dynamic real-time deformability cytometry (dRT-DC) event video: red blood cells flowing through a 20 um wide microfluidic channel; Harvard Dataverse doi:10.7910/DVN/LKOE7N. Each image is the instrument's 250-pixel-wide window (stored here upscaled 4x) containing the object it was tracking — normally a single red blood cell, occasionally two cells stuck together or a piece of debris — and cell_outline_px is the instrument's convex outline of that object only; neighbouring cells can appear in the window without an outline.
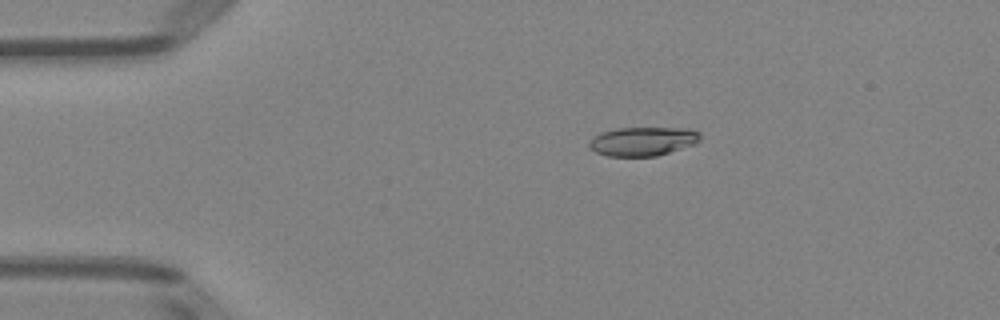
{"species": "Egyptian fruit bat (a non-hibernating species)", "species_latin": "Rousettus aegyptiacus", "temperature_condition": "room temperature", "stored_images_in_passage": 42, "camera_frame_rate_fps": 3000, "um_per_image_px": 0.085, "animal": {"sex": "female"}, "frame": {"image": 1, "passage_image": 1, "time_ms": 0.0, "image_size_px": [1000, 320], "cell_outline_px": [[700, 140], [696, 144], [656, 156], [608, 156], [596, 152], [588, 144], [596, 136], [604, 132], [616, 128], [688, 128], [700, 132]], "centroid_in_image_um": [54.7, 12.01], "position_along_channel_um": 30.3, "area_um2": 18.5}}
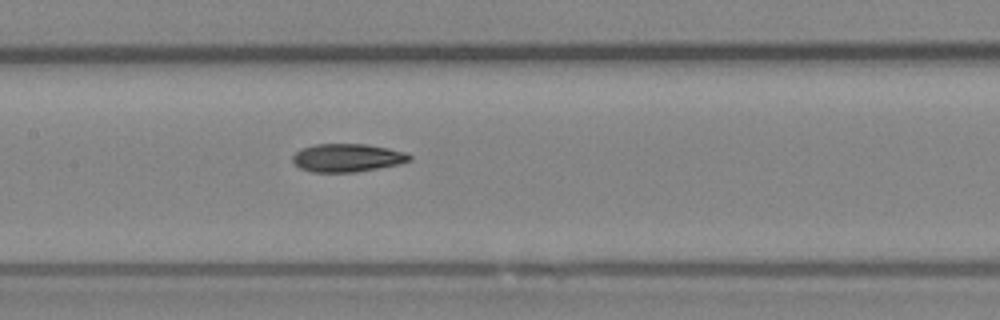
{"frame": {"image": 2, "passage_image": 16, "time_ms": 5.0, "image_size_px": [1000, 320], "cell_outline_px": [[412, 160], [400, 164], [356, 172], [312, 172], [300, 168], [292, 160], [292, 156], [300, 148], [316, 144], [364, 144], [388, 148], [404, 152], [412, 156]], "centroid_in_image_um": [29.52, 13.41], "position_along_channel_um": 177.9, "area_um2": 19.19}}
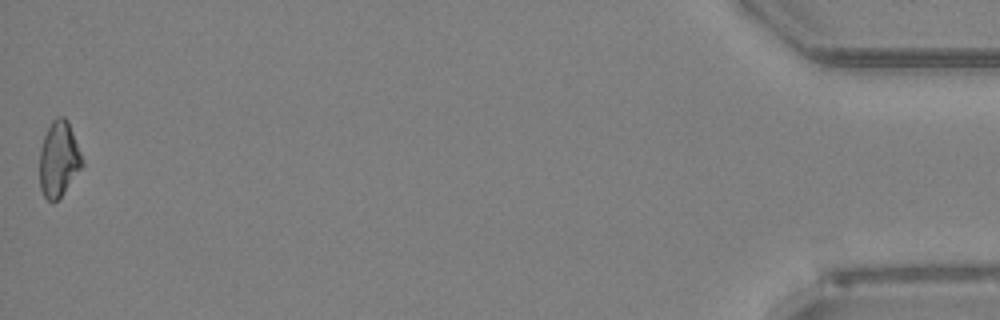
{"frame": {"image": 3, "passage_image": 42, "time_ms": 13.667, "image_size_px": [1000, 320], "cell_outline_px": [[84, 164], [60, 196], [56, 200], [48, 200], [44, 196], [40, 188], [40, 148], [44, 136], [52, 120], [56, 116], [64, 116], [68, 120], [84, 160]], "centroid_in_image_um": [5.0, 13.47], "position_along_channel_um": 430.2, "area_um2": 18.55}, "authors_computed_cell_mechanics": {"area_um2": 19.0162, "velocity_mm_per_s": 4.0123, "shape_relaxation_time_tau1_ms": 5.9843, "shape_relaxation_time_tau2_ms": 1.8437, "deformation_change_tau1": 0.1627, "deformation_change_tau2": 0.0743}}